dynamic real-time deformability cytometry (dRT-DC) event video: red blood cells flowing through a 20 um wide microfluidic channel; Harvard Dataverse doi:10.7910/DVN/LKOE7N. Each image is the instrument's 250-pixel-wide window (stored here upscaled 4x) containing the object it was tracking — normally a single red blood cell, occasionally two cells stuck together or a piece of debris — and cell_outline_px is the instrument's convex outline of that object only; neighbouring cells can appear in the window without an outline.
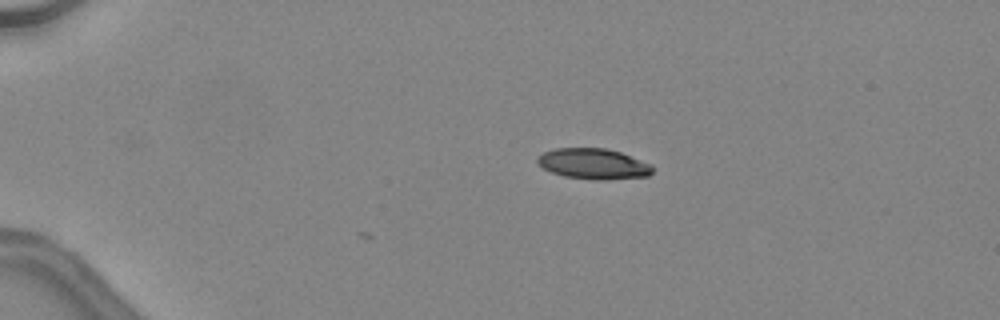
{"species": "common noctule bat (a hibernating species)", "species_latin": "Nyctalus noctula", "temperature_condition": "warm", "stored_images_in_passage": 6, "camera_frame_rate_fps": 3000, "um_per_image_px": 0.085, "animal": {"sex": "female", "body_mass_g": 24.6, "forearm_length_mm": 56.2}, "frame": {"image": 1, "passage_image": 1, "time_ms": 0.0, "image_size_px": [1000, 320], "cell_outline_px": [[652, 172], [648, 176], [608, 180], [596, 180], [564, 176], [552, 172], [536, 164], [536, 156], [544, 152], [556, 148], [604, 148], [620, 152], [652, 164]], "centroid_in_image_um": [50.42, 13.93], "position_along_channel_um": 34.6, "area_um2": 20.63}}